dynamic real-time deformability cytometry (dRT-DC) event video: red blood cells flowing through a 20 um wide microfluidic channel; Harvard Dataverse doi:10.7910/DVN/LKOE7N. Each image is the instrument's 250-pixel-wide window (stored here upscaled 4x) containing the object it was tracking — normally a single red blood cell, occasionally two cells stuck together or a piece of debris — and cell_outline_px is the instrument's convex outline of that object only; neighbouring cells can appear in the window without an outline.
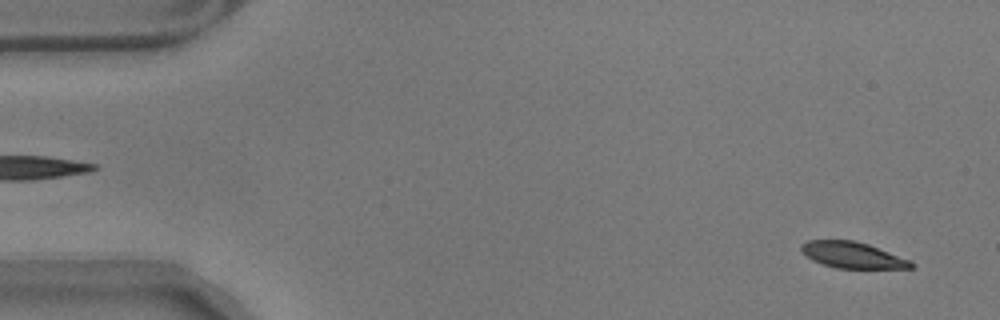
{"species": "common noctule bat (a hibernating species)", "species_latin": "Nyctalus noctula", "temperature_condition": "warm", "stored_images_in_passage": 21, "camera_frame_rate_fps": 3000, "um_per_image_px": 0.085, "animal": {"sex": "male", "body_mass_g": 17.9}, "frame": {"image": 1, "passage_image": 3, "time_ms": 0.667, "image_size_px": [1000, 320], "cell_outline_px": [[916, 268], [836, 268], [812, 260], [800, 248], [800, 244], [808, 240], [852, 240], [868, 244], [912, 260], [916, 264]], "centroid_in_image_um": [72.52, 21.68], "position_along_channel_um": 12.5, "area_um2": 16.76}}
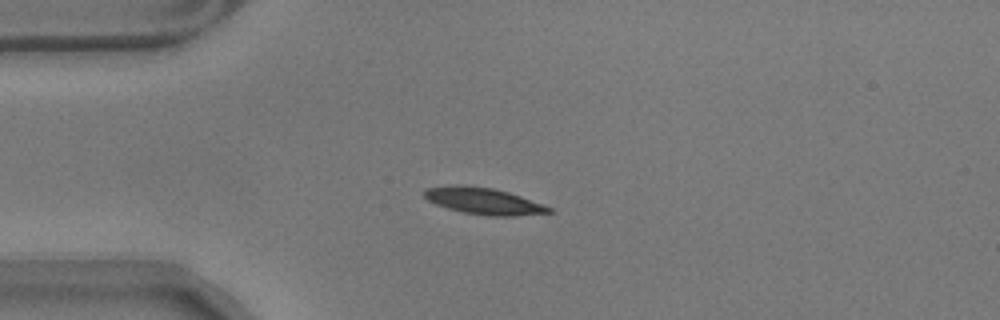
{"frame": {"image": 2, "passage_image": 14, "time_ms": 4.333, "image_size_px": [1000, 320], "cell_outline_px": [[552, 212], [516, 216], [488, 216], [464, 212], [448, 208], [436, 204], [428, 200], [424, 196], [424, 188], [448, 184], [464, 184], [492, 188], [508, 192], [520, 196], [552, 208]], "centroid_in_image_um": [41.05, 17.07], "position_along_channel_um": 44.0, "area_um2": 19.36}}